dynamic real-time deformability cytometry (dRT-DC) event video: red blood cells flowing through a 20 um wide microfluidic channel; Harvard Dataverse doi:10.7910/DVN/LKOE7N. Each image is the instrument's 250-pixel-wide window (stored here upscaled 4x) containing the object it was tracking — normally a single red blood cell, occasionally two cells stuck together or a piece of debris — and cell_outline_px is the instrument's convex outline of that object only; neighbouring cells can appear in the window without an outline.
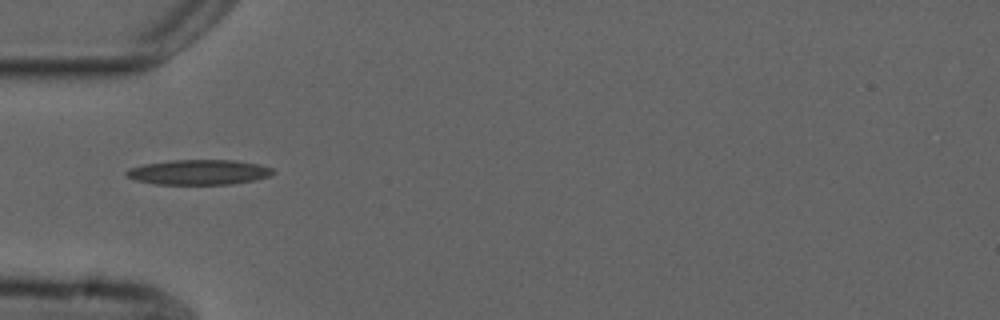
{"species": "common noctule bat (a hibernating species)", "species_latin": "Nyctalus noctula", "temperature_condition": "cold", "stored_images_in_passage": 6, "camera_frame_rate_fps": 3000, "um_per_image_px": 0.085, "animal": {"sex": "male", "forearm_length_mm": 52.5}, "frame": {"image": 1, "passage_image": 4, "time_ms": 5.0, "image_size_px": [1000, 320], "cell_outline_px": [[276, 172], [268, 176], [256, 180], [232, 184], [152, 184], [136, 180], [124, 176], [124, 172], [128, 168], [144, 164], [172, 160], [236, 160], [260, 164], [272, 168]], "centroid_in_image_um": [16.88, 14.63], "position_along_channel_um": 68.1, "area_um2": 21.62}}
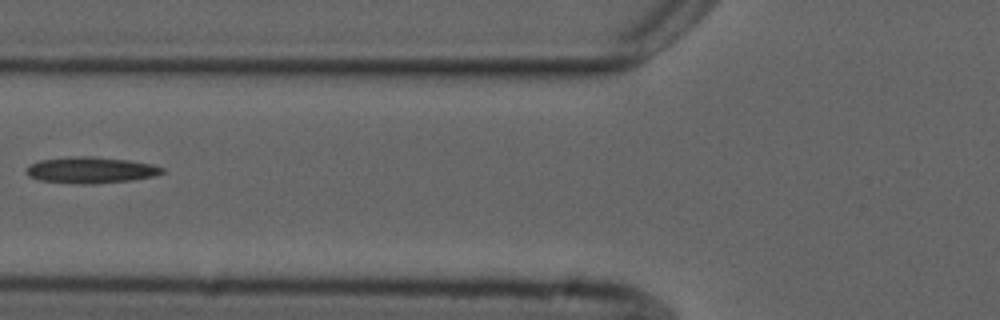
{"frame": {"image": 2, "passage_image": 5, "time_ms": 6.333, "image_size_px": [1000, 320], "cell_outline_px": [[164, 172], [156, 176], [132, 180], [96, 184], [76, 184], [40, 180], [28, 176], [28, 168], [32, 164], [40, 160], [72, 156], [92, 156], [128, 160], [152, 164], [164, 168]], "centroid_in_image_um": [7.77, 14.46], "position_along_channel_um": 118.0, "area_um2": 20.81}}
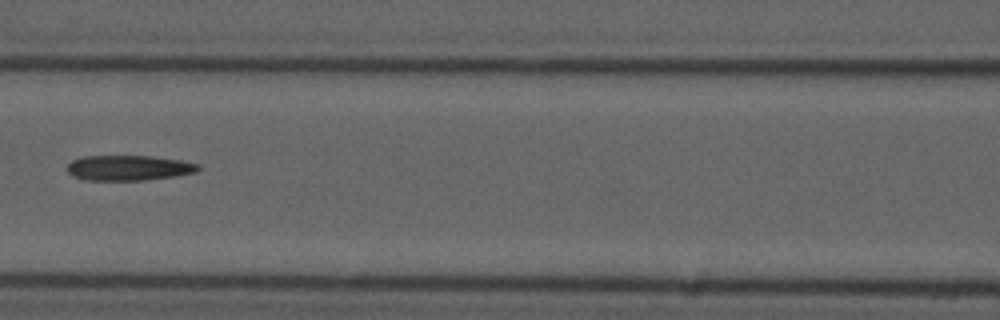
{"frame": {"image": 3, "passage_image": 6, "time_ms": 7.333, "image_size_px": [1000, 320], "cell_outline_px": [[200, 168], [196, 172], [176, 176], [144, 180], [84, 180], [72, 176], [68, 172], [68, 164], [72, 160], [80, 156], [152, 156], [180, 160], [196, 164]], "centroid_in_image_um": [10.9, 14.27], "position_along_channel_um": 155.7, "area_um2": 19.25}}